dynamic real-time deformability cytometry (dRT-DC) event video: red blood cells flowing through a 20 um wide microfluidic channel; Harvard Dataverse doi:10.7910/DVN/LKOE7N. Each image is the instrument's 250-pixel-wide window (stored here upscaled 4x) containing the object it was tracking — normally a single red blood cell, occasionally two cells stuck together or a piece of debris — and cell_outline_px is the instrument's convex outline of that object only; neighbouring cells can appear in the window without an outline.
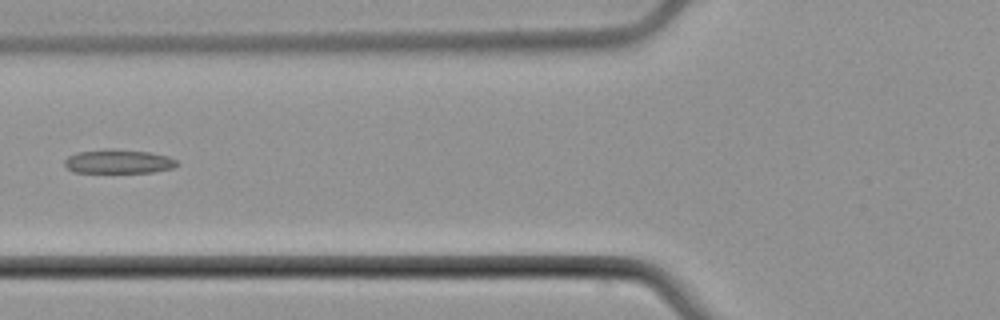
{"species": "common noctule bat (a hibernating species)", "species_latin": "Nyctalus noctula", "temperature_condition": "cold", "stored_images_in_passage": 6, "camera_frame_rate_fps": 3000, "um_per_image_px": 0.085, "animal": {"sex": "male", "body_mass_g": 21.5, "forearm_length_mm": 52.0}, "frame": {"image": 1, "passage_image": 6, "time_ms": 6.667, "image_size_px": [1000, 320], "cell_outline_px": [[176, 164], [172, 168], [152, 172], [72, 172], [64, 164], [64, 160], [68, 156], [76, 152], [108, 148], [112, 148], [148, 152], [168, 156], [176, 160]], "centroid_in_image_um": [10.01, 13.71], "position_along_channel_um": 115.8, "area_um2": 15.66}}